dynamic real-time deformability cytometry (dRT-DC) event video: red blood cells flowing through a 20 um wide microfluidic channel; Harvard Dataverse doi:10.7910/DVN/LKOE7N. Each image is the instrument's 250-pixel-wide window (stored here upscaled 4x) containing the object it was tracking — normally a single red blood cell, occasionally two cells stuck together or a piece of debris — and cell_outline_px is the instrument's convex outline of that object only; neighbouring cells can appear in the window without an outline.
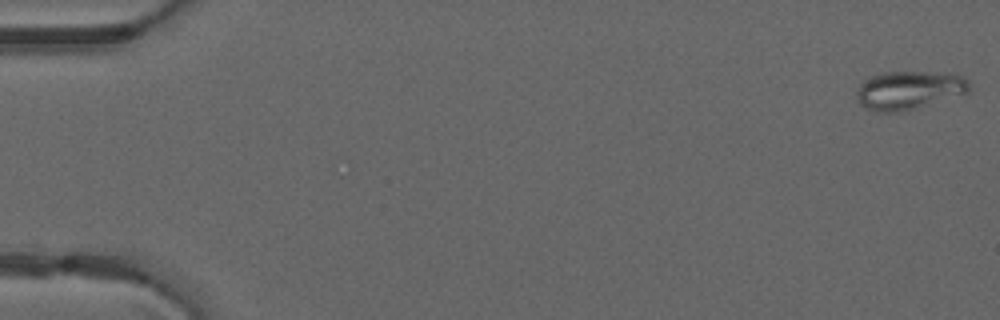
{"species": "common noctule bat (a hibernating species)", "species_latin": "Nyctalus noctula", "temperature_condition": "warm", "stored_images_in_passage": 15, "camera_frame_rate_fps": 3000, "um_per_image_px": 0.085, "animal": {"sex": "male", "forearm_length_mm": 52.5}, "frame": {"image": 1, "passage_image": 1, "time_ms": 0.0, "image_size_px": [1000, 320], "cell_outline_px": [[968, 92], [964, 96], [896, 112], [880, 112], [864, 108], [860, 104], [856, 96], [856, 88], [868, 76], [880, 72], [924, 72], [964, 76], [968, 80]], "centroid_in_image_um": [77.23, 7.67], "position_along_channel_um": 7.8, "area_um2": 25.37}}